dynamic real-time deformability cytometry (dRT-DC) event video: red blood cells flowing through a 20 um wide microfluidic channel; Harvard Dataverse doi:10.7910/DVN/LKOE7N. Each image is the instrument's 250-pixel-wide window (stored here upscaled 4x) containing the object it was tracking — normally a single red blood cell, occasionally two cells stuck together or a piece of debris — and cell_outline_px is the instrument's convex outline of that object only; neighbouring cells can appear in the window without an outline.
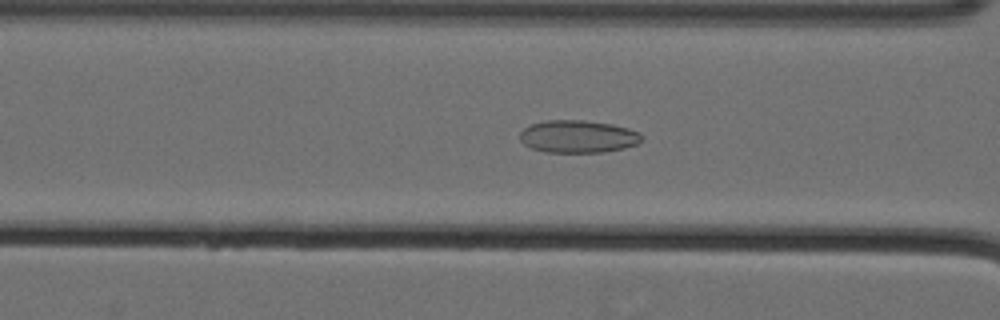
{"species": "Egyptian fruit bat (a non-hibernating species)", "species_latin": "Rousettus aegyptiacus", "temperature_condition": "cold", "stored_images_in_passage": 58, "camera_frame_rate_fps": 3000, "um_per_image_px": 0.085, "animal": {"sex": "female"}, "frame": {"image": 1, "passage_image": 25, "time_ms": 8.0, "image_size_px": [1000, 320], "cell_outline_px": [[644, 136], [636, 144], [624, 148], [604, 152], [544, 152], [532, 148], [524, 144], [520, 140], [520, 132], [524, 128], [532, 124], [548, 120], [584, 120], [612, 124], [628, 128], [640, 132]], "centroid_in_image_um": [49.14, 11.6], "position_along_channel_um": 117.5, "area_um2": 23.12}}
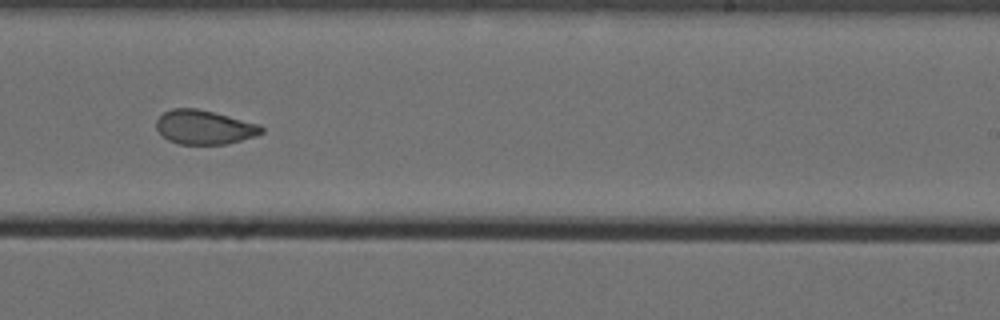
{"frame": {"image": 2, "passage_image": 38, "time_ms": 12.333, "image_size_px": [1000, 320], "cell_outline_px": [[264, 132], [256, 136], [228, 144], [180, 144], [168, 140], [156, 128], [156, 120], [164, 112], [172, 108], [196, 108], [260, 124], [264, 128]], "centroid_in_image_um": [17.38, 10.82], "position_along_channel_um": 271.6, "area_um2": 20.87}}
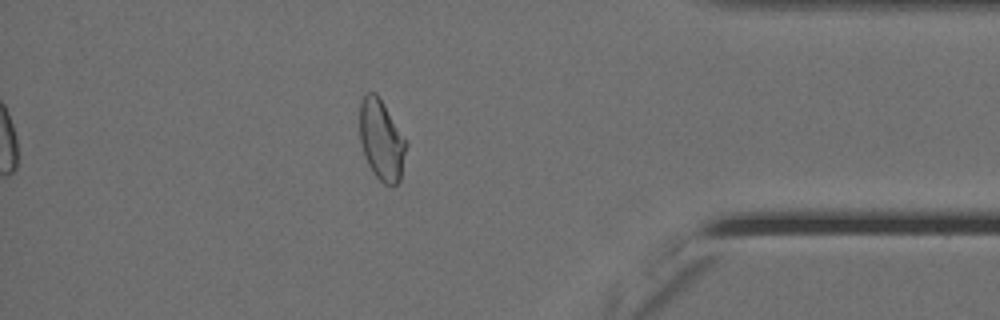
{"frame": {"image": 3, "passage_image": 51, "time_ms": 16.667, "image_size_px": [1000, 320], "cell_outline_px": [[408, 144], [400, 180], [396, 184], [384, 184], [372, 172], [364, 156], [360, 140], [360, 104], [364, 92], [376, 92], [384, 104]], "centroid_in_image_um": [32.42, 11.89], "position_along_channel_um": 402.8, "area_um2": 21.79}, "authors_computed_cell_mechanics": {"area_um2": 23.3512, "velocity_mm_per_s": 3.5665, "shape_relaxation_time_tau1_ms": 8.049, "shape_relaxation_time_tau2_ms": 1.3275, "deformation_change_tau1": 0.1417, "deformation_change_tau2": 0.063}}